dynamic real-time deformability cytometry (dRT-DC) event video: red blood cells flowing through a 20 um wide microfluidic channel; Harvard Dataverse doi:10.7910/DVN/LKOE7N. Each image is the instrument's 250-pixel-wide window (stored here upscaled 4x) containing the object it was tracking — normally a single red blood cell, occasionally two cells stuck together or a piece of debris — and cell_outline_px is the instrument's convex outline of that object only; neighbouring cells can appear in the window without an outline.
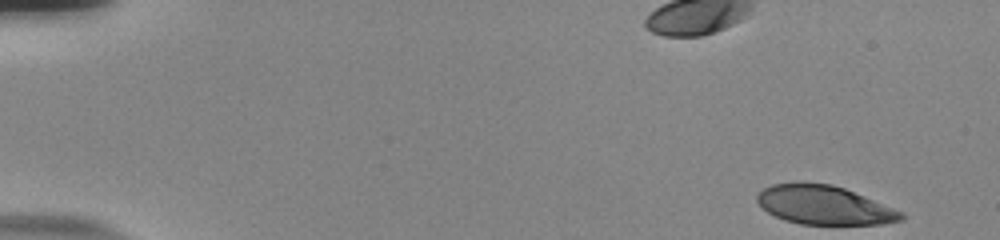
{"species": "human", "species_latin": "Homo sapiens", "temperature_condition": "room temperature", "stored_images_in_passage": 52, "camera_frame_rate_fps": 3000, "um_per_image_px": 0.085, "donor": {"sex": "male"}, "frame": {"image": 1, "passage_image": 1, "time_ms": 0.0, "image_size_px": [1000, 240], "cell_outline_px": [[904, 220], [884, 224], [800, 224], [784, 220], [768, 212], [756, 200], [756, 196], [764, 188], [772, 184], [832, 184], [844, 188], [904, 212]], "centroid_in_image_um": [70.1, 17.46], "position_along_channel_um": 14.9, "area_um2": 32.08}}
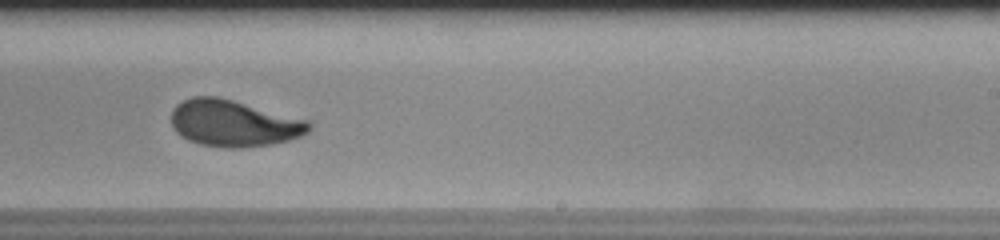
{"frame": {"image": 2, "passage_image": 33, "time_ms": 10.667, "image_size_px": [1000, 240], "cell_outline_px": [[312, 128], [308, 132], [300, 136], [288, 140], [272, 144], [240, 148], [224, 148], [200, 144], [188, 140], [180, 136], [172, 128], [172, 108], [176, 104], [192, 96], [216, 96], [312, 120]], "centroid_in_image_um": [19.89, 10.48], "position_along_channel_um": 269.1, "area_um2": 37.8}}
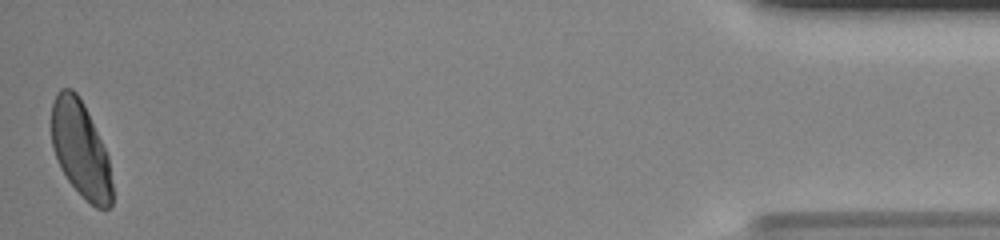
{"frame": {"image": 3, "passage_image": 52, "time_ms": 17.0, "image_size_px": [1000, 240], "cell_outline_px": [[112, 204], [108, 208], [96, 208], [68, 180], [60, 168], [52, 148], [52, 104], [56, 92], [60, 88], [72, 88], [80, 96], [84, 104], [108, 156], [112, 184]], "centroid_in_image_um": [6.84, 12.65], "position_along_channel_um": 428.4, "area_um2": 33.7}, "authors_computed_cell_mechanics": {"area_um2": 36.8186, "velocity_mm_per_s": 3.7819, "shape_relaxation_time_tau1_ms": 5.1101, "shape_relaxation_time_tau2_ms": 0.8533, "deformation_change_tau1": 0.1912, "deformation_change_tau2": 0.0612}}